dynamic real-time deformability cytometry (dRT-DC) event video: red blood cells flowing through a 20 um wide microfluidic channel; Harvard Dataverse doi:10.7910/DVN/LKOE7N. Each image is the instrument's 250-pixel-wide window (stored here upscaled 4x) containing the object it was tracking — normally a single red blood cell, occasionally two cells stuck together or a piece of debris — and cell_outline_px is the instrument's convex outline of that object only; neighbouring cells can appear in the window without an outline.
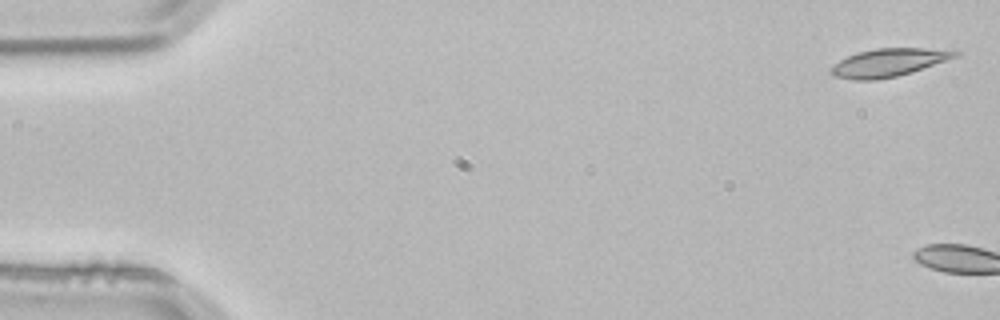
{"species": "common noctule bat (a hibernating species)", "species_latin": "Nyctalus noctula", "temperature_condition": "room temperature", "stored_images_in_passage": 3, "camera_frame_rate_fps": 3000, "um_per_image_px": 0.085, "animal": {"sex": "male", "body_mass_g": 21.5, "forearm_length_mm": 52.0}, "frame": {"image": 1, "passage_image": 1, "time_ms": 0.0, "image_size_px": [1000, 320], "cell_outline_px": [[960, 52], [956, 56], [912, 72], [896, 76], [876, 80], [852, 80], [832, 76], [828, 68], [840, 60], [856, 52], [876, 48], [960, 48]], "centroid_in_image_um": [75.54, 5.3], "position_along_channel_um": 9.5, "area_um2": 20.58}}